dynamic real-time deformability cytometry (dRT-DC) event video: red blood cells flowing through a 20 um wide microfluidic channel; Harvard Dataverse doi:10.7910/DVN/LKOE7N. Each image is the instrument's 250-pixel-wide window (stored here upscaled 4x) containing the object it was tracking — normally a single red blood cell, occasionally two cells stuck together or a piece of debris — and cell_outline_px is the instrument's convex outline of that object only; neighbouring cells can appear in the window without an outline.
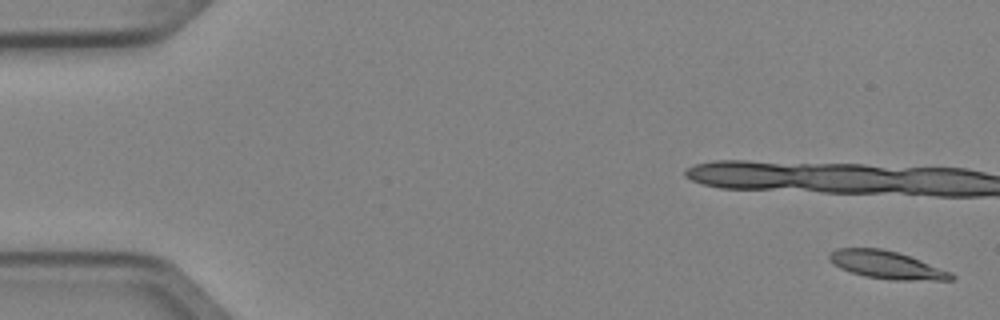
{"species": "Egyptian fruit bat (a non-hibernating species)", "species_latin": "Rousettus aegyptiacus", "temperature_condition": "cold", "stored_images_in_passage": 5, "camera_frame_rate_fps": 3000, "um_per_image_px": 0.085, "animal": {"sex": "female"}, "frame": {"image": 1, "passage_image": 1, "time_ms": 0.0, "image_size_px": [1000, 320], "cell_outline_px": [[956, 276], [952, 280], [892, 280], [864, 276], [840, 268], [832, 264], [828, 260], [828, 256], [836, 248], [880, 248], [896, 252], [920, 260], [952, 272]], "centroid_in_image_um": [75.35, 22.52], "position_along_channel_um": 9.6, "area_um2": 19.65}}